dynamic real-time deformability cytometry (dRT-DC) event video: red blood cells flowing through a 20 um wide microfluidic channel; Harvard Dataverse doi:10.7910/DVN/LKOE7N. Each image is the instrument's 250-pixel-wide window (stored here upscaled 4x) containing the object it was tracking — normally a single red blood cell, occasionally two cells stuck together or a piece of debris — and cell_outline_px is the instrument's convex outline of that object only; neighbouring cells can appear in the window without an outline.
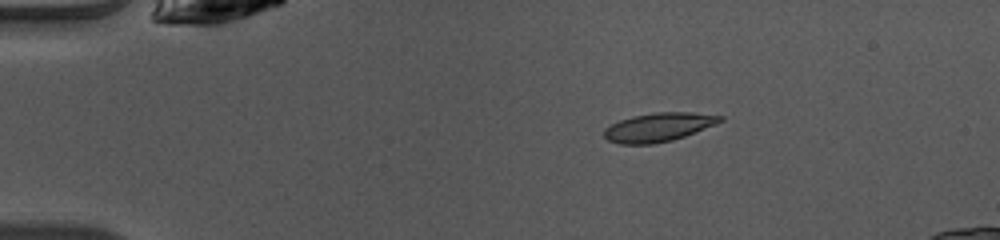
{"species": "common noctule bat (a hibernating species)", "species_latin": "Nyctalus noctula", "temperature_condition": "warm", "stored_images_in_passage": 41, "camera_frame_rate_fps": 3000, "um_per_image_px": 0.085, "animal": {"sex": "female", "body_mass_g": 10.0, "forearm_length_mm": 53.1}, "frame": {"image": 1, "passage_image": 1, "time_ms": 0.0, "image_size_px": [1000, 240], "cell_outline_px": [[724, 120], [716, 124], [684, 136], [672, 140], [652, 144], [620, 144], [608, 140], [604, 136], [604, 128], [620, 120], [632, 116], [656, 112], [692, 112], [724, 116]], "centroid_in_image_um": [55.98, 10.8], "position_along_channel_um": 29.0, "area_um2": 19.36}}
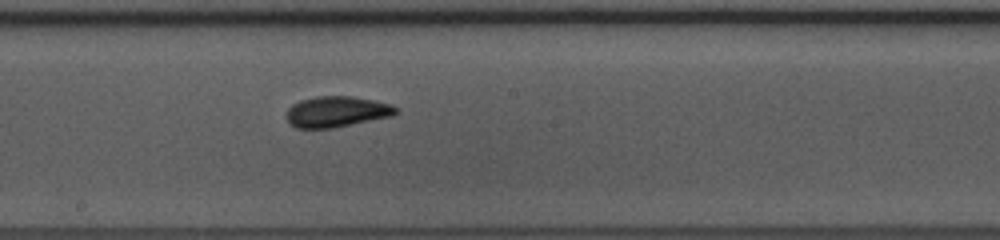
{"frame": {"image": 2, "passage_image": 19, "time_ms": 6.0, "image_size_px": [1000, 240], "cell_outline_px": [[400, 112], [392, 116], [332, 128], [296, 128], [288, 124], [284, 116], [288, 108], [292, 104], [300, 100], [316, 96], [352, 96], [392, 104]], "centroid_in_image_um": [28.57, 9.49], "position_along_channel_um": 219.6, "area_um2": 19.88}}
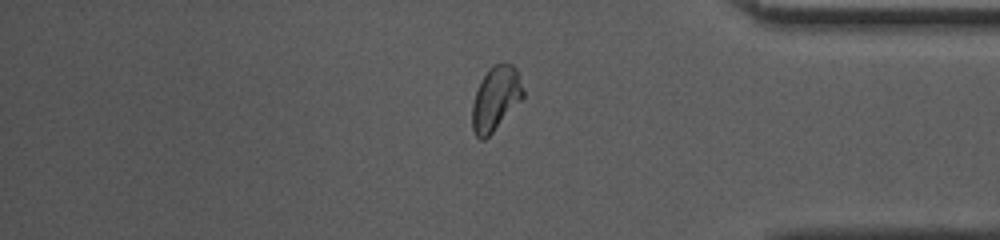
{"frame": {"image": 3, "passage_image": 33, "time_ms": 10.667, "image_size_px": [1000, 240], "cell_outline_px": [[524, 96], [492, 132], [484, 140], [480, 140], [476, 136], [472, 128], [472, 104], [480, 80], [488, 68], [492, 64], [512, 64], [516, 68], [524, 92]], "centroid_in_image_um": [42.1, 8.36], "position_along_channel_um": 393.1, "area_um2": 18.79}}